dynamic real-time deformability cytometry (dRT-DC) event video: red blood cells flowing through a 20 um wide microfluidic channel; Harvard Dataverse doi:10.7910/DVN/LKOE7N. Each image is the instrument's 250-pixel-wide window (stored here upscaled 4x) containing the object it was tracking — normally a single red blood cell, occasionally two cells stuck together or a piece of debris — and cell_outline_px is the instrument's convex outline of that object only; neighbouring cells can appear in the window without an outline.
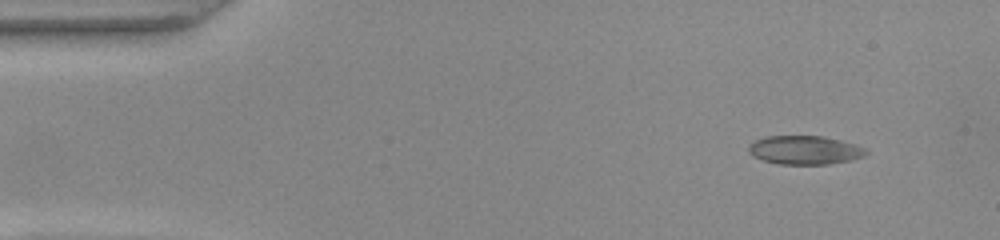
{"species": "common noctule bat (a hibernating species)", "species_latin": "Nyctalus noctula", "temperature_condition": "warm", "stored_images_in_passage": 48, "camera_frame_rate_fps": 3000, "um_per_image_px": 0.085, "animal": {"sex": "female", "body_mass_g": 22.0, "forearm_length_mm": 56.7}, "frame": {"image": 1, "passage_image": 1, "time_ms": 0.0, "image_size_px": [1000, 240], "cell_outline_px": [[868, 152], [864, 156], [852, 160], [828, 164], [780, 164], [764, 160], [752, 156], [748, 152], [748, 144], [756, 140], [768, 136], [824, 136], [840, 140], [864, 148]], "centroid_in_image_um": [68.38, 12.76], "position_along_channel_um": 16.6, "area_um2": 19.54}}
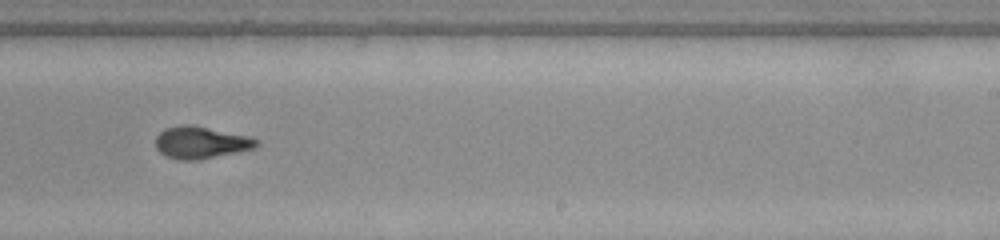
{"frame": {"image": 2, "passage_image": 28, "time_ms": 9.0, "image_size_px": [1000, 240], "cell_outline_px": [[260, 144], [256, 148], [200, 160], [180, 160], [168, 156], [160, 152], [156, 148], [156, 136], [164, 128], [180, 124], [192, 124], [244, 136], [260, 140]], "centroid_in_image_um": [17.06, 12.11], "position_along_channel_um": 271.9, "area_um2": 18.84}}
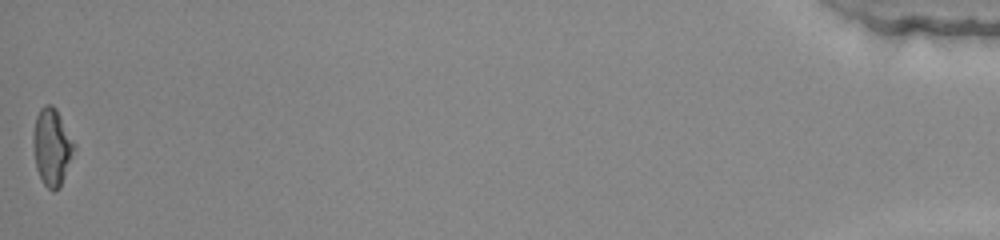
{"frame": {"image": 3, "passage_image": 48, "time_ms": 15.667, "image_size_px": [1000, 240], "cell_outline_px": [[76, 148], [60, 188], [52, 192], [44, 184], [36, 168], [32, 144], [32, 136], [36, 116], [40, 108], [44, 104], [52, 104], [56, 108], [76, 144]], "centroid_in_image_um": [4.42, 12.48], "position_along_channel_um": 430.8, "area_um2": 18.73}, "authors_computed_cell_mechanics": {"area_um2": 18.7561, "velocity_mm_per_s": 3.9176, "shape_relaxation_time_tau1_ms": null, "shape_relaxation_time_tau2_ms": 1.8615, "deformation_change_tau1": null, "deformation_change_tau2": 0.084}}